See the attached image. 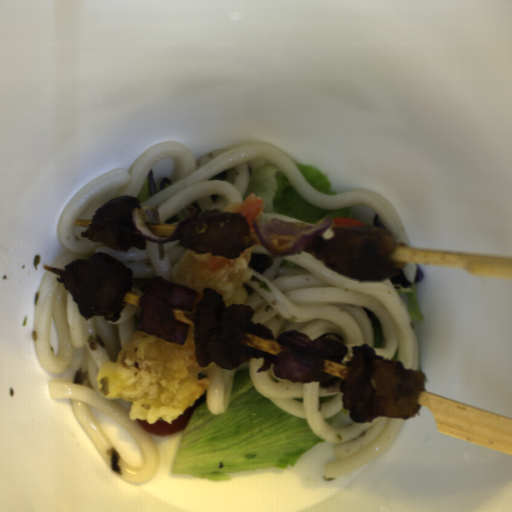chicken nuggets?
<instances>
[{
    "instance_id": "cc037f56",
    "label": "chicken nuggets",
    "mask_w": 512,
    "mask_h": 512,
    "mask_svg": "<svg viewBox=\"0 0 512 512\" xmlns=\"http://www.w3.org/2000/svg\"><path fill=\"white\" fill-rule=\"evenodd\" d=\"M333 239L303 249L338 274L357 282L383 281L399 274L406 262L390 255L395 240L376 226H334Z\"/></svg>"
},
{
    "instance_id": "f4ed5422",
    "label": "chicken nuggets",
    "mask_w": 512,
    "mask_h": 512,
    "mask_svg": "<svg viewBox=\"0 0 512 512\" xmlns=\"http://www.w3.org/2000/svg\"><path fill=\"white\" fill-rule=\"evenodd\" d=\"M255 309L230 304L219 293L204 287L201 300L196 303L193 325L194 353L197 364L205 368L215 364L219 368L234 369L247 360L262 357L263 364L256 373L267 371L272 354L245 346V334L275 339L262 322H253Z\"/></svg>"
},
{
    "instance_id": "73b27043",
    "label": "chicken nuggets",
    "mask_w": 512,
    "mask_h": 512,
    "mask_svg": "<svg viewBox=\"0 0 512 512\" xmlns=\"http://www.w3.org/2000/svg\"><path fill=\"white\" fill-rule=\"evenodd\" d=\"M141 208L140 200L131 196L110 198L93 213L87 231L81 237L101 242L113 250L126 252L129 248L145 251L147 244L132 223V212Z\"/></svg>"
},
{
    "instance_id": "90cb4de2",
    "label": "chicken nuggets",
    "mask_w": 512,
    "mask_h": 512,
    "mask_svg": "<svg viewBox=\"0 0 512 512\" xmlns=\"http://www.w3.org/2000/svg\"><path fill=\"white\" fill-rule=\"evenodd\" d=\"M348 375L340 384L343 408L357 423L376 417L406 419L419 413L420 393L425 391L424 373L408 370L401 361H385L373 347H352Z\"/></svg>"
},
{
    "instance_id": "bb5aeace",
    "label": "chicken nuggets",
    "mask_w": 512,
    "mask_h": 512,
    "mask_svg": "<svg viewBox=\"0 0 512 512\" xmlns=\"http://www.w3.org/2000/svg\"><path fill=\"white\" fill-rule=\"evenodd\" d=\"M57 280L70 291L84 319L102 316L109 322L121 318L125 295L133 289L131 269L100 252L68 263Z\"/></svg>"
},
{
    "instance_id": "2cc3b61b",
    "label": "chicken nuggets",
    "mask_w": 512,
    "mask_h": 512,
    "mask_svg": "<svg viewBox=\"0 0 512 512\" xmlns=\"http://www.w3.org/2000/svg\"><path fill=\"white\" fill-rule=\"evenodd\" d=\"M180 244L196 254L237 259L248 246L250 223L241 213L205 210L181 232Z\"/></svg>"
}]
</instances>
